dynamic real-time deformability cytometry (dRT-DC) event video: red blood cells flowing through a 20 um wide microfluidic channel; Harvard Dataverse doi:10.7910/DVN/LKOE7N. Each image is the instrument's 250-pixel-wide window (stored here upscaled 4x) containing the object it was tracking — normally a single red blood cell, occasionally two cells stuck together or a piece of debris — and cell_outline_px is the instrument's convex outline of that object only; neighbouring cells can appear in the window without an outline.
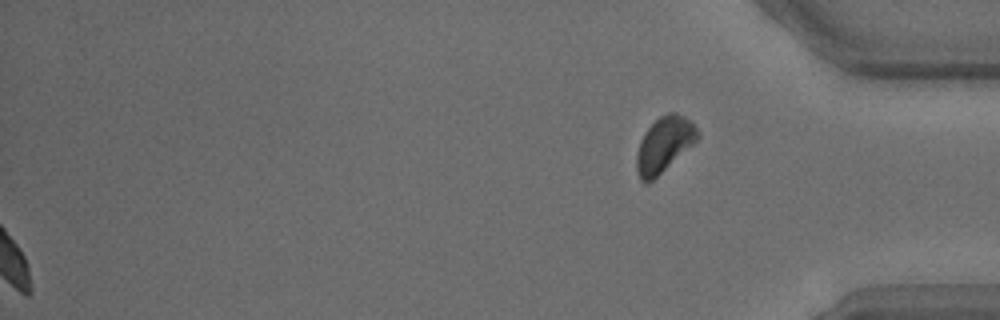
{"species": "common noctule bat (a hibernating species)", "species_latin": "Nyctalus noctula", "temperature_condition": "warm", "stored_images_in_passage": 35, "segment_of_instrument_passage": [2, 2], "camera_frame_rate_fps": 3000, "um_per_image_px": 0.085, "animal": {"sex": "male", "body_mass_g": 15.6}, "frame": {"image": 1, "passage_image": 35, "time_ms": 11.333, "image_size_px": [1000, 320], "cell_outline_px": [[700, 136], [692, 144], [648, 184], [640, 180], [636, 168], [636, 156], [640, 140], [644, 132], [660, 116], [668, 112], [676, 112], [684, 116], [700, 132]], "centroid_in_image_um": [56.42, 12.28], "position_along_channel_um": 378.8, "area_um2": 19.25}}